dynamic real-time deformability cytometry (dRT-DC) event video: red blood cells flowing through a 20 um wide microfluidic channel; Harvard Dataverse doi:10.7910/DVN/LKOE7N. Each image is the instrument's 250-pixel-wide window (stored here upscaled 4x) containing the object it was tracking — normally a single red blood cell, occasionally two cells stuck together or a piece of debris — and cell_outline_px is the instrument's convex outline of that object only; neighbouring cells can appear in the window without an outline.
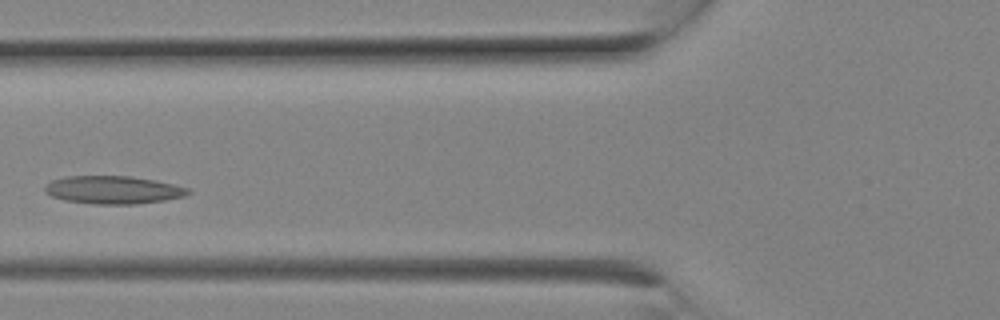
{"species": "Egyptian fruit bat (a non-hibernating species)", "species_latin": "Rousettus aegyptiacus", "temperature_condition": "room temperature", "stored_images_in_passage": 8, "camera_frame_rate_fps": 3000, "um_per_image_px": 0.085, "animal": {"sex": "female"}, "frame": {"image": 1, "passage_image": 6, "time_ms": 1.667, "image_size_px": [1000, 320], "cell_outline_px": [[192, 192], [184, 196], [164, 200], [136, 204], [92, 204], [64, 200], [52, 196], [44, 192], [44, 188], [52, 180], [68, 176], [132, 176], [156, 180], [192, 188]], "centroid_in_image_um": [9.66, 16.14], "position_along_channel_um": 116.1, "area_um2": 23.47}}
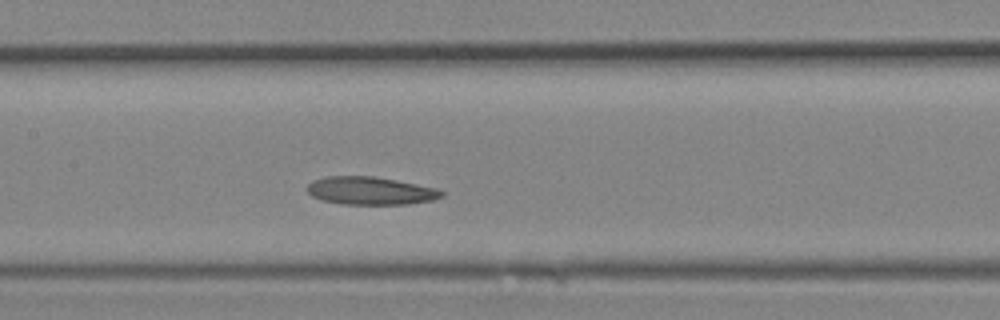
{"frame": {"image": 2, "passage_image": 8, "time_ms": 2.333, "image_size_px": [1000, 320], "cell_outline_px": [[444, 196], [432, 200], [408, 204], [340, 204], [320, 200], [312, 196], [308, 192], [308, 184], [312, 180], [324, 176], [372, 176], [396, 180], [440, 188], [444, 192]], "centroid_in_image_um": [31.5, 16.21], "position_along_channel_um": 175.9, "area_um2": 22.08}}